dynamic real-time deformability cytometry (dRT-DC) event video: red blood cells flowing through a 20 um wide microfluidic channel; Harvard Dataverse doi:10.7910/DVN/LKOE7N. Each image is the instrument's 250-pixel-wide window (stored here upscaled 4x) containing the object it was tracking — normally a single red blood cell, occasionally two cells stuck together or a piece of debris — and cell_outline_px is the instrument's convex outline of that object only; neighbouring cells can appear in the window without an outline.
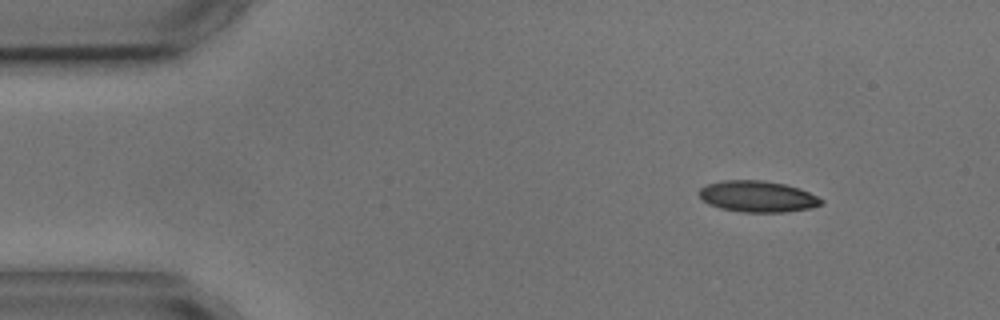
{"species": "common noctule bat (a hibernating species)", "species_latin": "Nyctalus noctula", "temperature_condition": "cold", "stored_images_in_passage": 5, "camera_frame_rate_fps": 3000, "um_per_image_px": 0.085, "animal": {"sex": "male", "body_mass_g": 17.9, "forearm_length_mm": 54.2}, "frame": {"image": 1, "passage_image": 1, "time_ms": 0.0, "image_size_px": [1000, 320], "cell_outline_px": [[824, 204], [812, 208], [784, 212], [740, 212], [720, 208], [708, 204], [700, 196], [700, 188], [708, 184], [724, 180], [764, 180], [784, 184], [800, 188], [824, 200]], "centroid_in_image_um": [64.43, 16.7], "position_along_channel_um": 20.6, "area_um2": 22.25}}
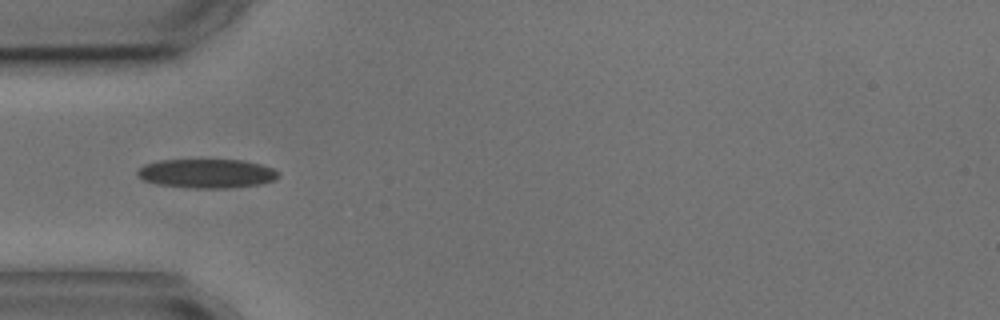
{"frame": {"image": 2, "passage_image": 4, "time_ms": 3.333, "image_size_px": [1000, 320], "cell_outline_px": [[280, 176], [276, 180], [260, 184], [228, 188], [188, 188], [156, 184], [144, 180], [136, 176], [136, 172], [144, 164], [160, 160], [244, 160], [260, 164], [272, 168], [280, 172]], "centroid_in_image_um": [17.58, 14.75], "position_along_channel_um": 67.4, "area_um2": 24.1}}